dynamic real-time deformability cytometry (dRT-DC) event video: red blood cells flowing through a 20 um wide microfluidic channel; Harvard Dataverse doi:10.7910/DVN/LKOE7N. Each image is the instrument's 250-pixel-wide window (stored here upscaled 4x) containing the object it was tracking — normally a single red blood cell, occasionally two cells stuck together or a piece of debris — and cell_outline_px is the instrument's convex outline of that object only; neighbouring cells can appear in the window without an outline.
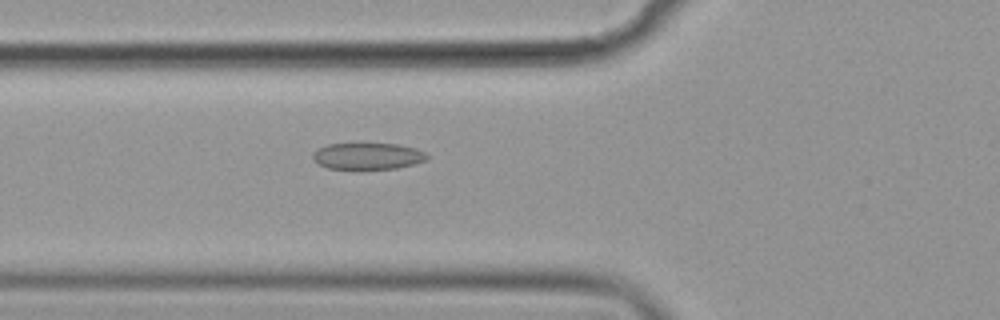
{"species": "common noctule bat (a hibernating species)", "species_latin": "Nyctalus noctula", "temperature_condition": "cold", "stored_images_in_passage": 52, "camera_frame_rate_fps": 3000, "um_per_image_px": 0.085, "animal": {"sex": "female", "body_mass_g": 19.9}, "frame": {"image": 1, "passage_image": 21, "time_ms": 6.667, "image_size_px": [1000, 320], "cell_outline_px": [[428, 160], [396, 168], [328, 168], [312, 160], [312, 152], [328, 144], [400, 144], [416, 148], [424, 152], [428, 156]], "centroid_in_image_um": [31.26, 13.25], "position_along_channel_um": 94.5, "area_um2": 17.4}}
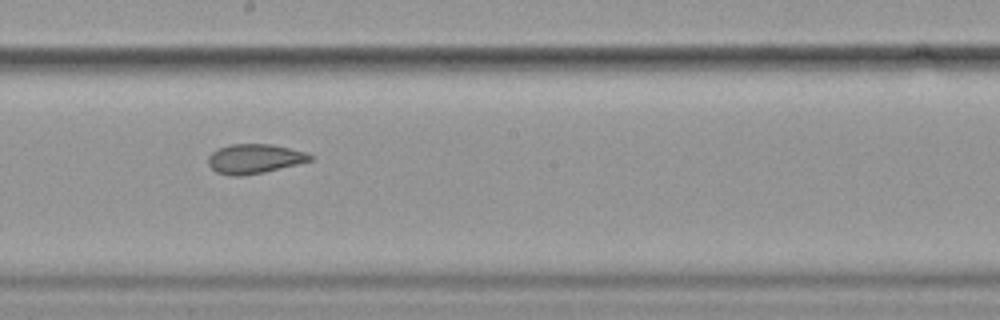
{"frame": {"image": 2, "passage_image": 32, "time_ms": 10.333, "image_size_px": [1000, 320], "cell_outline_px": [[316, 156], [312, 160], [264, 172], [240, 176], [228, 176], [216, 172], [208, 164], [208, 156], [212, 152], [220, 148], [232, 144], [272, 144], [308, 152]], "centroid_in_image_um": [21.65, 13.49], "position_along_channel_um": 226.5, "area_um2": 17.57}}
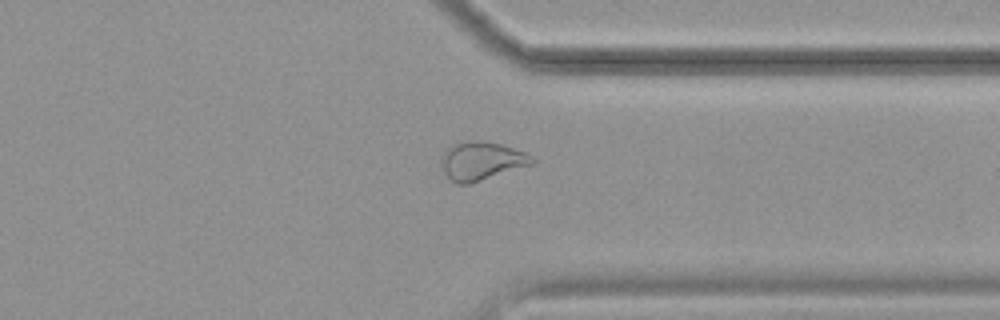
{"frame": {"image": 3, "passage_image": 44, "time_ms": 14.333, "image_size_px": [1000, 320], "cell_outline_px": [[536, 164], [468, 184], [456, 184], [444, 172], [440, 164], [444, 152], [452, 144], [468, 140], [480, 140], [500, 144], [524, 152], [532, 156], [536, 160]], "centroid_in_image_um": [40.95, 13.68], "position_along_channel_um": 370.4, "area_um2": 20.4}}